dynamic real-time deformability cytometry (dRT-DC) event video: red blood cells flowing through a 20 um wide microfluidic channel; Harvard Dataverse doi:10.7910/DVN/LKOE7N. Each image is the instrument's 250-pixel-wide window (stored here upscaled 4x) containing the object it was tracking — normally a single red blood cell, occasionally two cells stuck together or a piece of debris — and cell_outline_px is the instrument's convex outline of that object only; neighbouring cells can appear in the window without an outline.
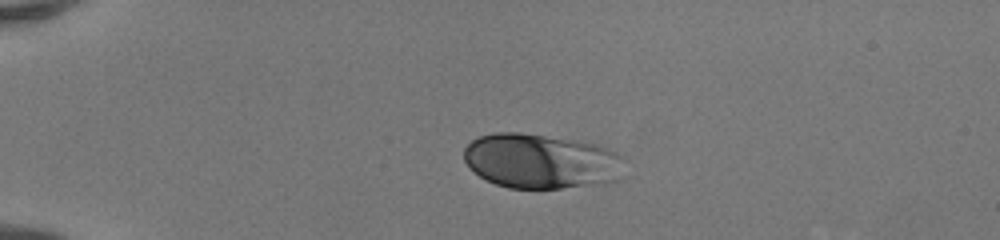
{"species": "human", "species_latin": "Homo sapiens", "temperature_condition": "room temperature", "stored_images_in_passage": 38, "camera_frame_rate_fps": 3000, "um_per_image_px": 0.085, "donor": {"sex": "female"}, "frame": {"image": 1, "passage_image": 1, "time_ms": 0.0, "image_size_px": [1000, 240], "cell_outline_px": [[628, 160], [620, 180], [608, 184], [560, 188], [508, 188], [496, 184], [480, 176], [468, 168], [464, 160], [464, 148], [472, 140], [480, 136], [496, 132], [520, 132], [580, 140], [596, 144], [608, 148], [624, 156]], "centroid_in_image_um": [46.08, 13.7], "position_along_channel_um": 38.9, "area_um2": 52.48}}
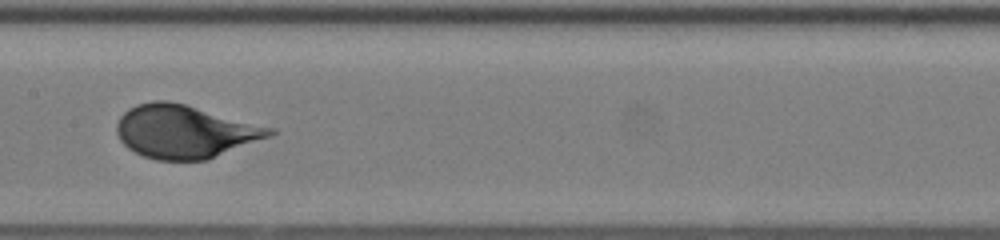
{"frame": {"image": 2, "passage_image": 16, "time_ms": 5.0, "image_size_px": [1000, 240], "cell_outline_px": [[276, 132], [272, 136], [208, 160], [156, 160], [144, 156], [128, 148], [120, 140], [116, 132], [116, 124], [120, 116], [128, 108], [136, 104], [152, 100], [168, 100], [184, 104], [276, 128]], "centroid_in_image_um": [15.72, 11.18], "position_along_channel_um": 191.7, "area_um2": 47.63}}
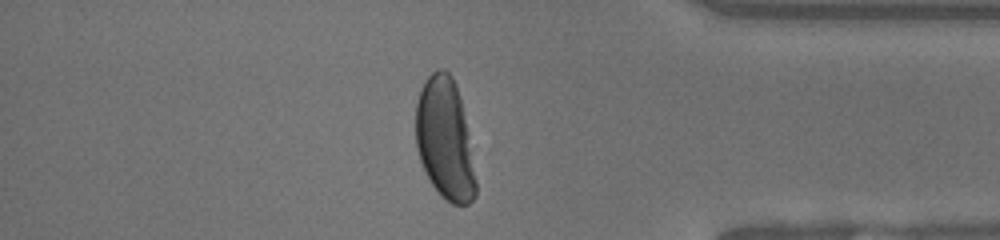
{"frame": {"image": 3, "passage_image": 32, "time_ms": 10.333, "image_size_px": [1000, 240], "cell_outline_px": [[476, 196], [468, 204], [452, 204], [432, 184], [424, 172], [416, 148], [416, 104], [420, 88], [424, 80], [436, 68], [444, 68], [452, 76], [460, 100], [468, 132], [476, 180]], "centroid_in_image_um": [37.8, 11.8], "position_along_channel_um": 397.4, "area_um2": 42.19}, "authors_computed_cell_mechanics": {"area_um2": 46.7313, "velocity_mm_per_s": 4.1523, "shape_relaxation_time_tau1_ms": 4.3687, "shape_relaxation_time_tau2_ms": null, "deformation_change_tau1": 0.2079, "deformation_change_tau2": null}}